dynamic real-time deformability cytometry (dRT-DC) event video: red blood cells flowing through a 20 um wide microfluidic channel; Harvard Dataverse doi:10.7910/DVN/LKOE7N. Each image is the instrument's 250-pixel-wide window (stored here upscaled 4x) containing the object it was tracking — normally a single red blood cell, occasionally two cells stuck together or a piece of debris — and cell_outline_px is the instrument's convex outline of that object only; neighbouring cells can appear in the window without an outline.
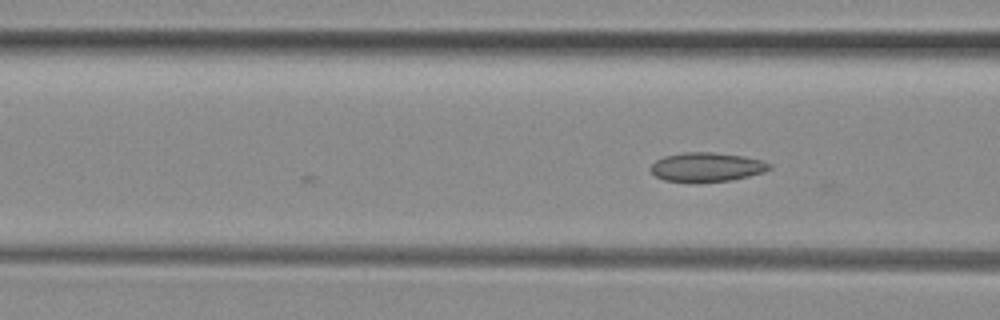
{"species": "common noctule bat (a hibernating species)", "species_latin": "Nyctalus noctula", "temperature_condition": "room temperature", "stored_images_in_passage": 14, "camera_frame_rate_fps": 3000, "um_per_image_px": 0.085, "animal": {"sex": "female", "body_mass_g": 29.2, "forearm_length_mm": 56.3}, "frame": {"image": 1, "passage_image": 14, "time_ms": 4.333, "image_size_px": [1000, 320], "cell_outline_px": [[772, 168], [764, 172], [732, 180], [696, 184], [692, 184], [664, 180], [656, 176], [648, 168], [656, 160], [664, 156], [684, 152], [712, 152], [744, 156], [764, 160], [772, 164]], "centroid_in_image_um": [60.07, 14.22], "position_along_channel_um": 106.5, "area_um2": 20.81}}